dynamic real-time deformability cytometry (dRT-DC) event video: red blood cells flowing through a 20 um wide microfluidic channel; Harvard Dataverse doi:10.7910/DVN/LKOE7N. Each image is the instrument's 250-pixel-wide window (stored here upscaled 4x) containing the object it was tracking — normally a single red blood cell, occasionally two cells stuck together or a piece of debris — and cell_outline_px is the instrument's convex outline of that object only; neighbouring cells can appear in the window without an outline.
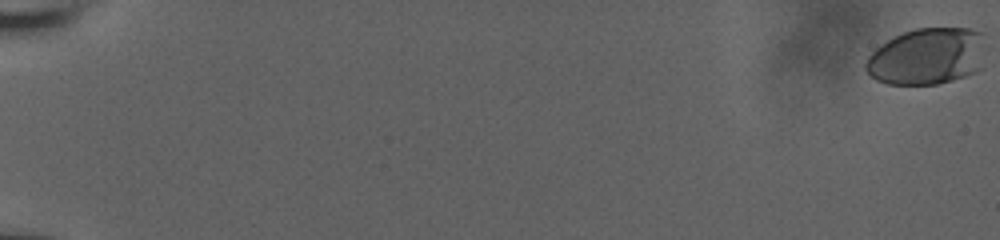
{"species": "human", "species_latin": "Homo sapiens", "temperature_condition": "room temperature", "stored_images_in_passage": 60, "camera_frame_rate_fps": 3000, "um_per_image_px": 0.085, "donor": {"sex": "male"}, "frame": {"image": 1, "passage_image": 1, "time_ms": 0.0, "image_size_px": [1000, 240], "cell_outline_px": [[984, 68], [976, 72], [952, 80], [936, 84], [888, 84], [876, 80], [864, 68], [864, 64], [868, 56], [880, 44], [904, 32], [916, 28], [968, 28], [984, 32]], "centroid_in_image_um": [78.85, 4.79], "position_along_channel_um": 6.1, "area_um2": 40.11}}
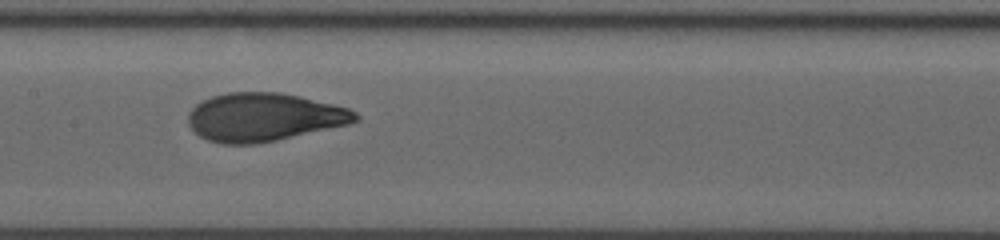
{"frame": {"image": 2, "passage_image": 34, "time_ms": 11.0, "image_size_px": [1000, 240], "cell_outline_px": [[360, 120], [348, 124], [276, 140], [256, 144], [224, 144], [208, 140], [200, 136], [188, 124], [188, 112], [200, 100], [212, 96], [228, 92], [280, 92], [300, 96], [348, 108], [356, 112], [360, 116]], "centroid_in_image_um": [22.41, 9.95], "position_along_channel_um": 185.0, "area_um2": 46.99}}
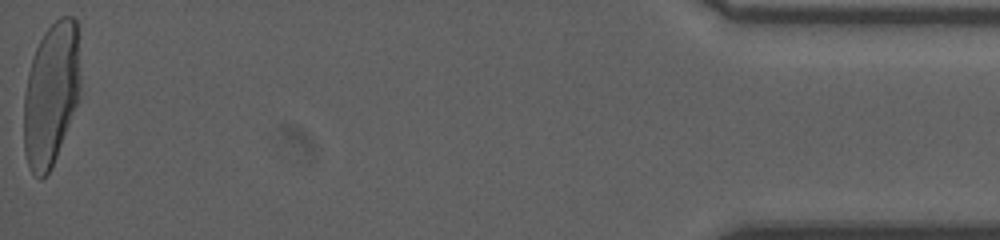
{"frame": {"image": 3, "passage_image": 60, "time_ms": 19.667, "image_size_px": [1000, 240], "cell_outline_px": [[80, 96], [52, 168], [40, 180], [32, 172], [28, 164], [24, 152], [24, 92], [28, 72], [36, 48], [44, 32], [60, 16], [72, 16], [76, 20], [80, 76]], "centroid_in_image_um": [4.34, 8.01], "position_along_channel_um": 430.9, "area_um2": 47.16}, "authors_computed_cell_mechanics": {"area_um2": 45.5753, "velocity_mm_per_s": 3.8089, "shape_relaxation_time_tau1_ms": 4.312, "shape_relaxation_time_tau2_ms": null, "deformation_change_tau1": 0.1989, "deformation_change_tau2": null}}